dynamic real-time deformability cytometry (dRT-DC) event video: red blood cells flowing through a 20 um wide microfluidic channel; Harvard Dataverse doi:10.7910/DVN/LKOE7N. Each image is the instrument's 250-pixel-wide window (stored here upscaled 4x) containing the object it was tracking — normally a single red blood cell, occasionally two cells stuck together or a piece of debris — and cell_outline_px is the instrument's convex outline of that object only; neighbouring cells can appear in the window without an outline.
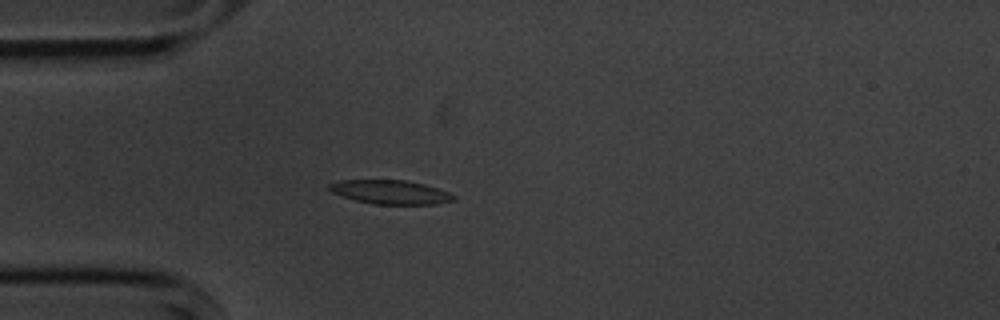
{"species": "common noctule bat (a hibernating species)", "species_latin": "Nyctalus noctula", "temperature_condition": "cold", "stored_images_in_passage": 5, "camera_frame_rate_fps": 3000, "um_per_image_px": 0.085, "animal": {"sex": "male", "body_mass_g": 20.1, "forearm_length_mm": 53.5}, "frame": {"image": 1, "passage_image": 5, "time_ms": 4.667, "image_size_px": [1000, 320], "cell_outline_px": [[456, 200], [436, 204], [372, 204], [356, 200], [332, 192], [328, 188], [328, 184], [340, 180], [404, 180], [424, 184], [448, 192], [456, 196]], "centroid_in_image_um": [33.2, 16.33], "position_along_channel_um": 51.8, "area_um2": 17.22}}